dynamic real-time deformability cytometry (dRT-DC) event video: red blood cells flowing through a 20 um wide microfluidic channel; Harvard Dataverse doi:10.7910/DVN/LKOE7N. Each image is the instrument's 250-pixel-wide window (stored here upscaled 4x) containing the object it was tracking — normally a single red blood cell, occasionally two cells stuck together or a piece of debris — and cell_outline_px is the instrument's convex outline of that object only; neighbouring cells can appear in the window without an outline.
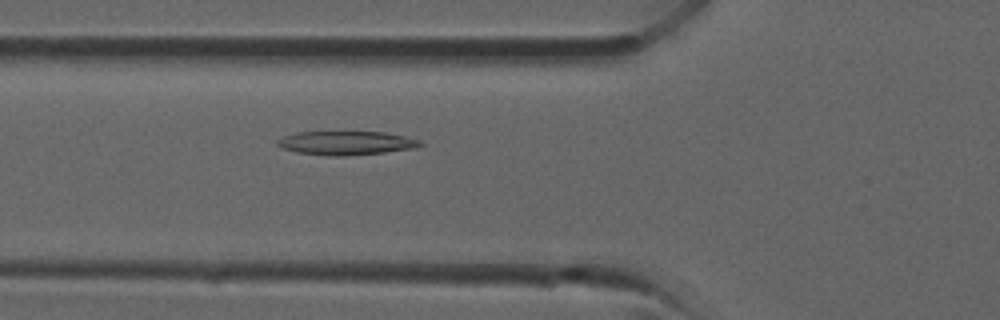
{"species": "common noctule bat (a hibernating species)", "species_latin": "Nyctalus noctula", "temperature_condition": "room temperature", "stored_images_in_passage": 28, "camera_frame_rate_fps": 3000, "um_per_image_px": 0.085, "animal": {"sex": "male", "forearm_length_mm": 52.5}, "frame": {"image": 1, "passage_image": 5, "time_ms": 1.333, "image_size_px": [1000, 320], "cell_outline_px": [[424, 144], [416, 148], [384, 152], [348, 156], [328, 156], [296, 152], [284, 148], [276, 144], [276, 140], [284, 136], [296, 132], [384, 132], [404, 136], [420, 140]], "centroid_in_image_um": [29.43, 12.16], "position_along_channel_um": 96.4, "area_um2": 19.83}}
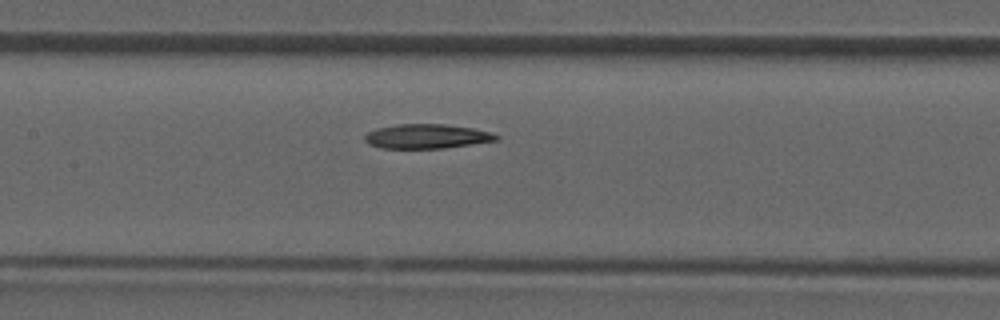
{"frame": {"image": 2, "passage_image": 9, "time_ms": 2.667, "image_size_px": [1000, 320], "cell_outline_px": [[500, 140], [444, 148], [380, 148], [368, 144], [364, 140], [364, 136], [368, 132], [376, 128], [400, 124], [444, 124], [472, 128], [492, 132], [500, 136]], "centroid_in_image_um": [36.29, 11.59], "position_along_channel_um": 171.1, "area_um2": 18.79}}
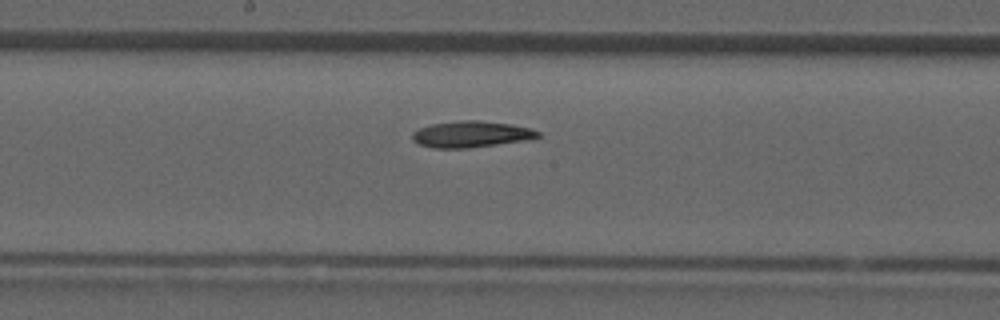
{"frame": {"image": 3, "passage_image": 11, "time_ms": 3.333, "image_size_px": [1000, 320], "cell_outline_px": [[540, 136], [532, 140], [464, 148], [432, 148], [416, 144], [412, 140], [412, 132], [420, 128], [432, 124], [460, 120], [480, 120], [512, 124], [528, 128], [540, 132]], "centroid_in_image_um": [40.04, 11.41], "position_along_channel_um": 208.2, "area_um2": 19.42}}